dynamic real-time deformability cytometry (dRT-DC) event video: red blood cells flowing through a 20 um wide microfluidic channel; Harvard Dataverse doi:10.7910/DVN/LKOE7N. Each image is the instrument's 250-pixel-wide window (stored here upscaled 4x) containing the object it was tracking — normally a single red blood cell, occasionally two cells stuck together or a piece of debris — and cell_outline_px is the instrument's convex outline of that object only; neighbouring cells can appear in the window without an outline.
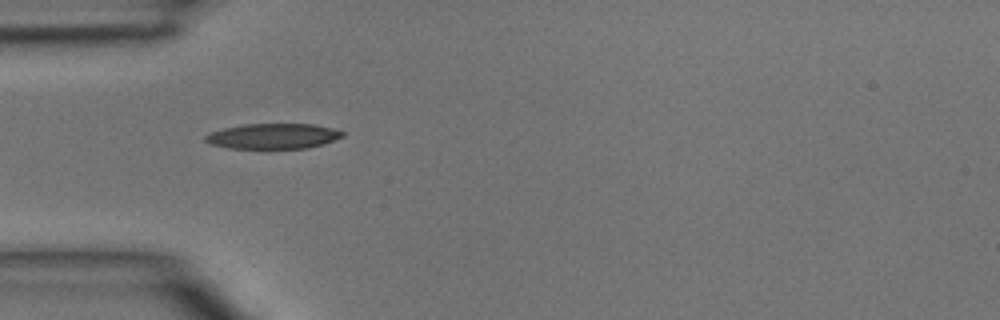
{"species": "common noctule bat (a hibernating species)", "species_latin": "Nyctalus noctula", "temperature_condition": "room temperature", "stored_images_in_passage": 33, "camera_frame_rate_fps": 3000, "um_per_image_px": 0.085, "animal": {"sex": "male", "body_mass_g": 15.6}, "frame": {"image": 1, "passage_image": 1, "time_ms": 0.0, "image_size_px": [1000, 320], "cell_outline_px": [[344, 136], [324, 144], [308, 148], [228, 148], [208, 144], [204, 140], [204, 136], [212, 132], [224, 128], [244, 124], [312, 124], [332, 128], [344, 132]], "centroid_in_image_um": [23.2, 11.57], "position_along_channel_um": 61.8, "area_um2": 20.23}}
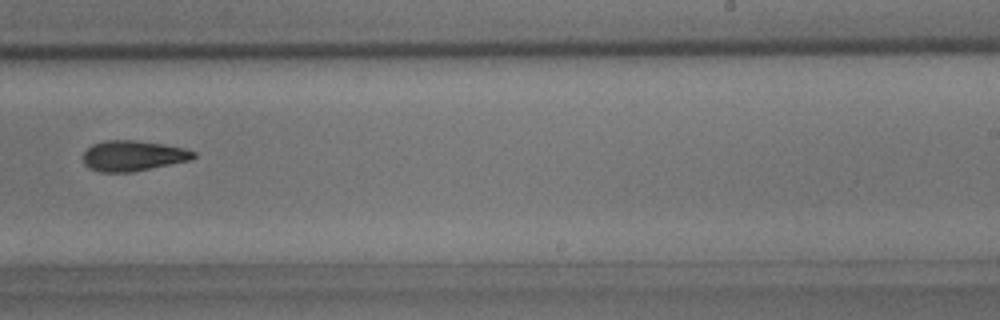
{"frame": {"image": 2, "passage_image": 16, "time_ms": 5.0, "image_size_px": [1000, 320], "cell_outline_px": [[196, 156], [192, 160], [128, 172], [100, 172], [88, 168], [84, 164], [84, 152], [92, 144], [104, 140], [136, 140], [164, 144], [184, 148], [196, 152]], "centroid_in_image_um": [11.3, 13.23], "position_along_channel_um": 277.7, "area_um2": 19.59}}
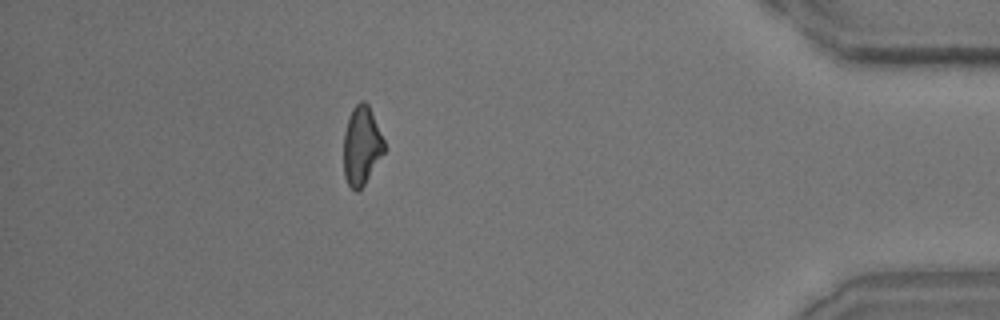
{"frame": {"image": 3, "passage_image": 28, "time_ms": 9.0, "image_size_px": [1000, 320], "cell_outline_px": [[384, 152], [364, 184], [356, 192], [348, 184], [344, 176], [344, 132], [348, 116], [352, 108], [360, 100], [364, 100], [368, 104], [384, 140]], "centroid_in_image_um": [30.71, 12.35], "position_along_channel_um": 404.5, "area_um2": 18.44}}